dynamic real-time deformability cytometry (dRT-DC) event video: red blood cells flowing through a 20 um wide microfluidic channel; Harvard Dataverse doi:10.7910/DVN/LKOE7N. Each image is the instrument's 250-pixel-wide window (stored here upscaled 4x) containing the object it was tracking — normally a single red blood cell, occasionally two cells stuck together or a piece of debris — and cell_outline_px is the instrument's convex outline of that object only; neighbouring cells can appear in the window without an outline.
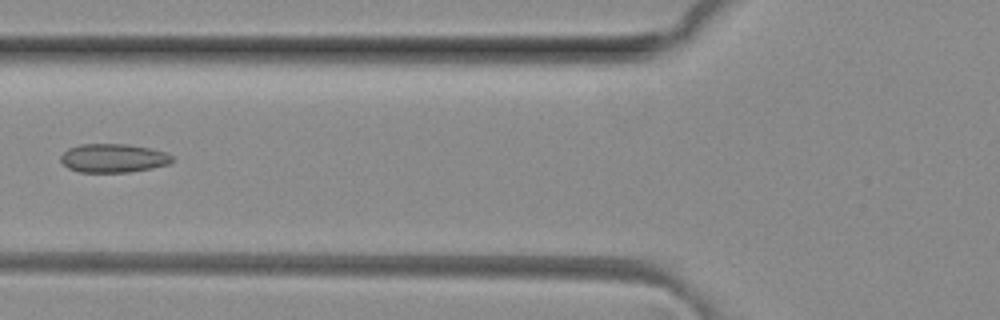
{"species": "common noctule bat (a hibernating species)", "species_latin": "Nyctalus noctula", "temperature_condition": "room temperature", "stored_images_in_passage": 5, "camera_frame_rate_fps": 3000, "um_per_image_px": 0.085, "animal": {"sex": "female", "body_mass_g": 29.2, "forearm_length_mm": 56.3}, "frame": {"image": 1, "passage_image": 4, "time_ms": 1.0, "image_size_px": [1000, 320], "cell_outline_px": [[172, 160], [168, 164], [152, 168], [128, 172], [80, 172], [68, 168], [60, 160], [60, 156], [68, 148], [80, 144], [128, 144], [168, 152], [172, 156]], "centroid_in_image_um": [9.62, 13.44], "position_along_channel_um": 116.2, "area_um2": 18.61}}
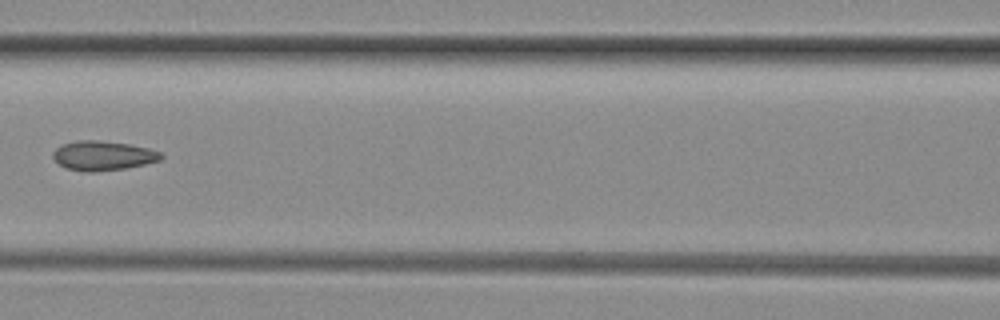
{"frame": {"image": 2, "passage_image": 5, "time_ms": 1.333, "image_size_px": [1000, 320], "cell_outline_px": [[164, 156], [160, 160], [144, 164], [124, 168], [92, 172], [84, 172], [64, 168], [52, 156], [52, 152], [56, 148], [64, 144], [76, 140], [96, 140], [128, 144], [148, 148], [160, 152]], "centroid_in_image_um": [8.73, 13.23], "position_along_channel_um": 157.9, "area_um2": 18.44}}